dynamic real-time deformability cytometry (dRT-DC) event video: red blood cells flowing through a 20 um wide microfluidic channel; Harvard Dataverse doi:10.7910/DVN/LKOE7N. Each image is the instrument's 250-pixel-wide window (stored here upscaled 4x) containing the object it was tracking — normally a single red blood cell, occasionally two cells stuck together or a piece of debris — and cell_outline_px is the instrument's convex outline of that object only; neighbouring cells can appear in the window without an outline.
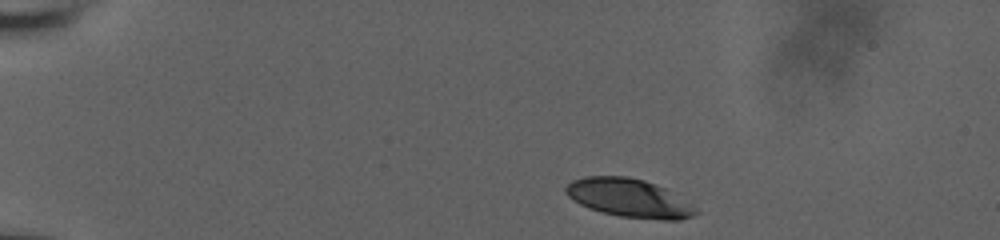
{"species": "human", "species_latin": "Homo sapiens", "temperature_condition": "room temperature", "stored_images_in_passage": 41, "camera_frame_rate_fps": 3000, "um_per_image_px": 0.085, "donor": {"sex": "male"}, "frame": {"image": 1, "passage_image": 1, "time_ms": 0.0, "image_size_px": [1000, 240], "cell_outline_px": [[700, 212], [692, 216], [680, 220], [664, 220], [620, 216], [600, 212], [588, 208], [572, 200], [564, 192], [564, 188], [572, 180], [584, 176], [628, 176], [644, 180], [656, 184], [664, 188], [692, 204]], "centroid_in_image_um": [53.45, 16.83], "position_along_channel_um": 31.6, "area_um2": 29.25}}
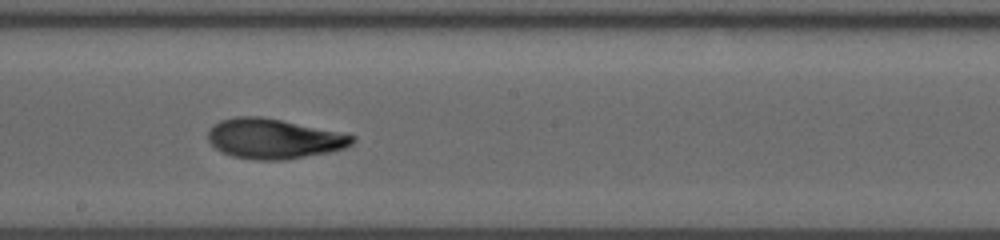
{"frame": {"image": 2, "passage_image": 18, "time_ms": 5.667, "image_size_px": [1000, 240], "cell_outline_px": [[356, 140], [352, 144], [344, 148], [328, 152], [284, 160], [256, 160], [232, 156], [220, 152], [208, 140], [208, 128], [212, 124], [220, 120], [236, 116], [260, 116], [280, 120], [356, 136]], "centroid_in_image_um": [23.21, 11.79], "position_along_channel_um": 225.0, "area_um2": 33.47}}
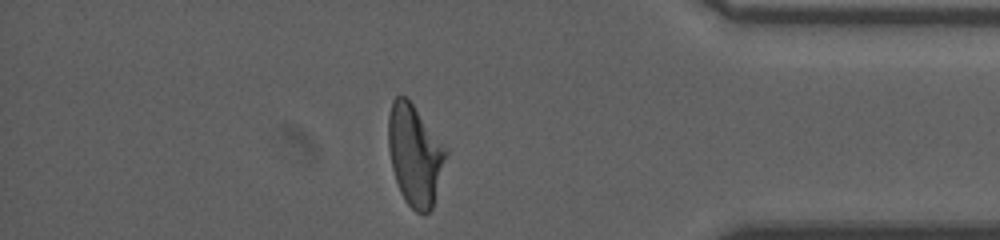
{"frame": {"image": 3, "passage_image": 34, "time_ms": 11.0, "image_size_px": [1000, 240], "cell_outline_px": [[448, 152], [432, 208], [428, 212], [416, 212], [404, 200], [400, 192], [392, 168], [388, 148], [388, 116], [392, 100], [396, 96], [404, 96], [412, 104], [448, 148]], "centroid_in_image_um": [35.26, 13.16], "position_along_channel_um": 399.9, "area_um2": 33.7}, "authors_computed_cell_mechanics": {"area_um2": 33.4662, "velocity_mm_per_s": 3.7276, "shape_relaxation_time_tau1_ms": 7.3134, "shape_relaxation_time_tau2_ms": 1.7768, "deformation_change_tau1": 0.2111, "deformation_change_tau2": 0.0804}}